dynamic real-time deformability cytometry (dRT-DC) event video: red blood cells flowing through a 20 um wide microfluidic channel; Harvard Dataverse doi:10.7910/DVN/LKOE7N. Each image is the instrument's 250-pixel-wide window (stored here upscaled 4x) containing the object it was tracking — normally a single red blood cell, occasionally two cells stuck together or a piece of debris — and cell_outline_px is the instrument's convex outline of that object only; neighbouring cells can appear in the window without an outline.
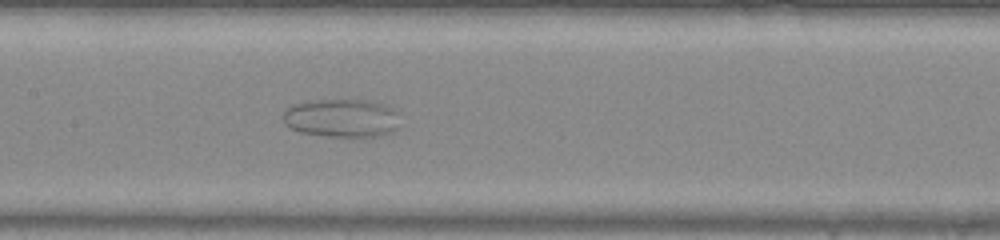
{"species": "common noctule bat (a hibernating species)", "species_latin": "Nyctalus noctula", "temperature_condition": "warm", "stored_images_in_passage": 45, "camera_frame_rate_fps": 3000, "um_per_image_px": 0.085, "animal": {"sex": "male", "body_mass_g": 20.0, "forearm_length_mm": 53.3}, "frame": {"image": 1, "passage_image": 22, "time_ms": 7.0, "image_size_px": [1000, 240], "cell_outline_px": [[400, 128], [392, 132], [380, 136], [356, 140], [352, 140], [300, 132], [284, 124], [284, 108], [292, 104], [312, 100], [372, 100], [396, 108], [400, 112]], "centroid_in_image_um": [29.15, 10.07], "position_along_channel_um": 178.3, "area_um2": 27.57}}
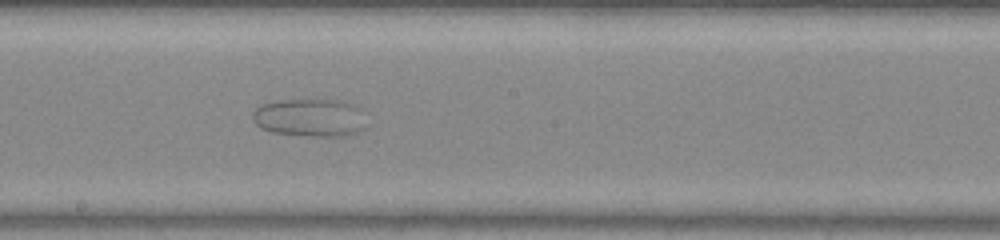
{"frame": {"image": 2, "passage_image": 25, "time_ms": 8.0, "image_size_px": [1000, 240], "cell_outline_px": [[368, 124], [364, 128], [348, 136], [308, 136], [272, 132], [256, 124], [252, 120], [252, 112], [260, 104], [276, 100], [344, 100], [360, 108]], "centroid_in_image_um": [26.37, 9.99], "position_along_channel_um": 221.8, "area_um2": 25.49}}
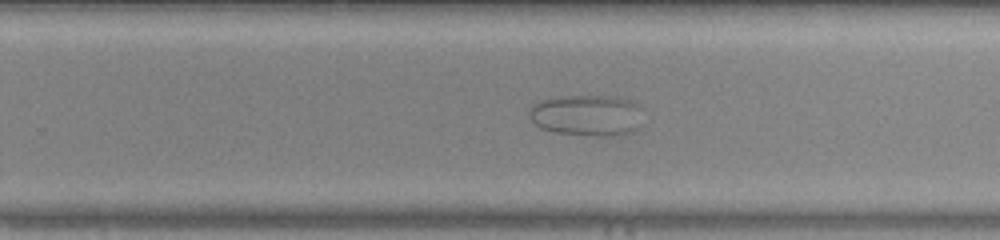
{"frame": {"image": 3, "passage_image": 29, "time_ms": 9.333, "image_size_px": [1000, 240], "cell_outline_px": [[640, 128], [636, 132], [620, 136], [596, 136], [556, 132], [540, 128], [528, 116], [528, 112], [532, 104], [540, 100], [560, 96], [608, 96], [628, 100], [640, 104]], "centroid_in_image_um": [49.9, 9.81], "position_along_channel_um": 279.9, "area_um2": 27.69}}